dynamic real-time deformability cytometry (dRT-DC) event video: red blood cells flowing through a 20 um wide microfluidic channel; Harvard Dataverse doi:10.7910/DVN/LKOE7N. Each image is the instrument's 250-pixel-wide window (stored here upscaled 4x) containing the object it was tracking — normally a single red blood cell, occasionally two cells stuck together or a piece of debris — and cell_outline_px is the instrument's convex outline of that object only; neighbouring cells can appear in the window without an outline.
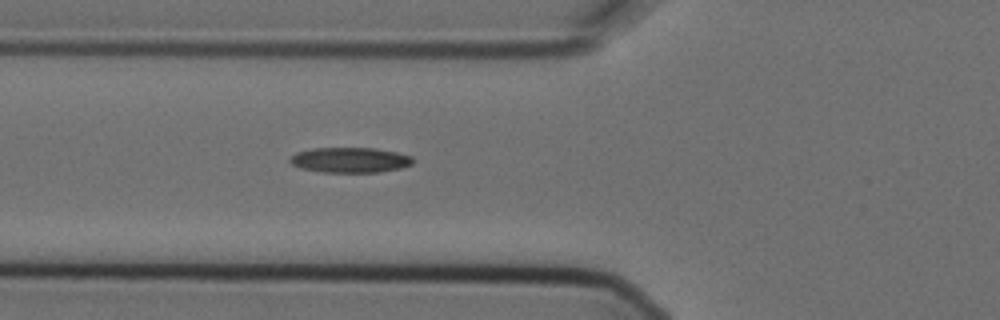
{"species": "Egyptian fruit bat (a non-hibernating species)", "species_latin": "Rousettus aegyptiacus", "temperature_condition": "cold", "stored_images_in_passage": 5, "camera_frame_rate_fps": 3000, "um_per_image_px": 0.085, "animal": {"sex": "female"}, "frame": {"image": 1, "passage_image": 5, "time_ms": 1.333, "image_size_px": [1000, 320], "cell_outline_px": [[412, 164], [400, 168], [380, 172], [324, 172], [300, 168], [292, 164], [288, 160], [296, 152], [312, 148], [376, 148], [396, 152], [412, 156]], "centroid_in_image_um": [29.74, 13.59], "position_along_channel_um": 96.1, "area_um2": 18.03}}